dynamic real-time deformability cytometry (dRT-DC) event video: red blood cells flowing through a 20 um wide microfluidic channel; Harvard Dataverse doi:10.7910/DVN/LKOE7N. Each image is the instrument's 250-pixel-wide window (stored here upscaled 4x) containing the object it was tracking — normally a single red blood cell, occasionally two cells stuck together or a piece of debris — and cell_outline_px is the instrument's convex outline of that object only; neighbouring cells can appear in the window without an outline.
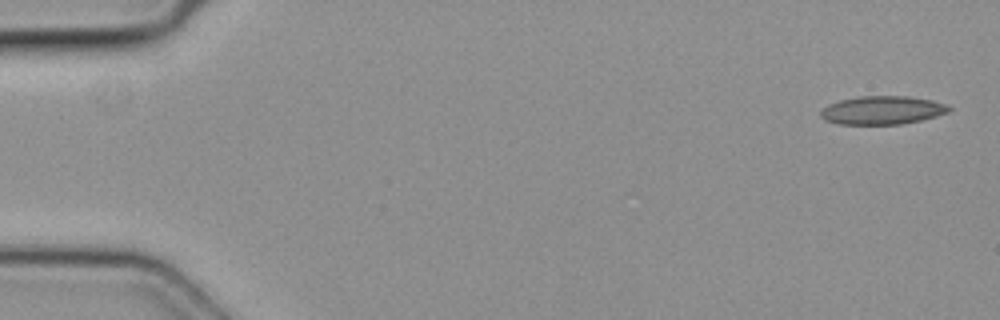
{"species": "common noctule bat (a hibernating species)", "species_latin": "Nyctalus noctula", "temperature_condition": "cold", "stored_images_in_passage": 4, "camera_frame_rate_fps": 3000, "um_per_image_px": 0.085, "animal": {"sex": "female", "body_mass_g": 19.3, "forearm_length_mm": 54.1}, "frame": {"image": 1, "passage_image": 1, "time_ms": 0.0, "image_size_px": [1000, 320], "cell_outline_px": [[952, 108], [948, 112], [936, 116], [920, 120], [900, 124], [840, 124], [824, 120], [820, 116], [820, 112], [828, 104], [840, 100], [860, 96], [908, 96], [932, 100], [948, 104]], "centroid_in_image_um": [75.01, 9.36], "position_along_channel_um": 10.0, "area_um2": 21.21}}